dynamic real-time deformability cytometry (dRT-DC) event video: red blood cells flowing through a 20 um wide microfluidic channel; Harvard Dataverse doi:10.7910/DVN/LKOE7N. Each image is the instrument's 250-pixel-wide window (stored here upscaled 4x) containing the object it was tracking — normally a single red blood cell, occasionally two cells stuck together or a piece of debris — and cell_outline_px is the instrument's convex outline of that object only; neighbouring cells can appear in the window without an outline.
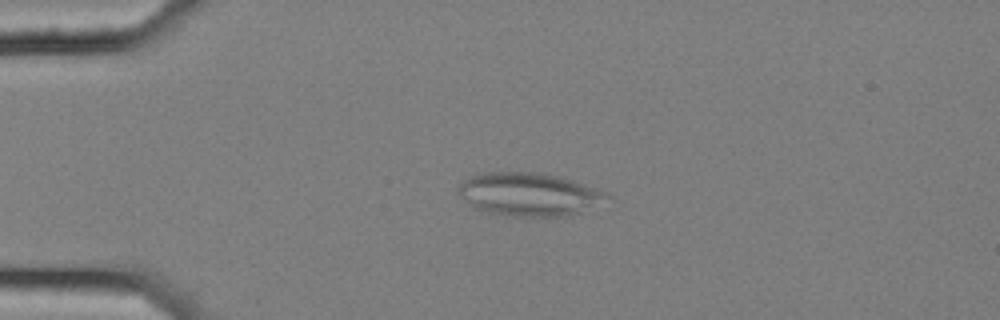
{"species": "common noctule bat (a hibernating species)", "species_latin": "Nyctalus noctula", "temperature_condition": "cold", "stored_images_in_passage": 3, "camera_frame_rate_fps": 3000, "um_per_image_px": 0.085, "animal": {"sex": "female", "body_mass_g": 25.1}, "frame": {"image": 1, "passage_image": 2, "time_ms": 0.333, "image_size_px": [1000, 320], "cell_outline_px": [[612, 196], [580, 212], [568, 216], [512, 216], [488, 212], [472, 208], [456, 192], [456, 188], [468, 176], [480, 172], [540, 172], [572, 180], [604, 192]], "centroid_in_image_um": [44.86, 16.5], "position_along_channel_um": 40.1, "area_um2": 37.28}}